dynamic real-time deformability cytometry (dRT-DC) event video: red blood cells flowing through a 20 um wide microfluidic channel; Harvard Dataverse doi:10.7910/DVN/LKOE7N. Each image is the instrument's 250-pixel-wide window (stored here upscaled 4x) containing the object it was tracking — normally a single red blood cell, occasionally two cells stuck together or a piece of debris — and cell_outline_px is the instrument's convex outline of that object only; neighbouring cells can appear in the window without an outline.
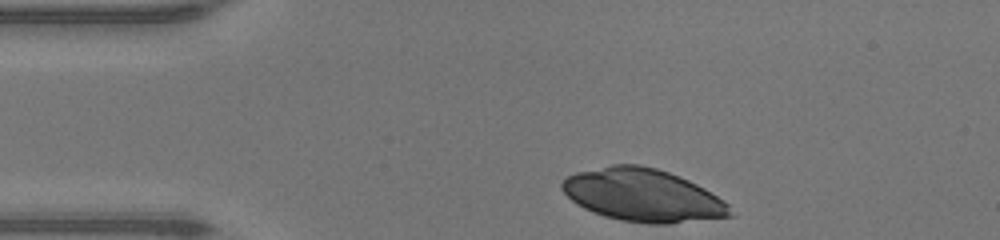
{"species": "human", "species_latin": "Homo sapiens", "temperature_condition": "warm", "stored_images_in_passage": 31, "camera_frame_rate_fps": 3000, "um_per_image_px": 0.085, "donor": {"sex": "male"}, "frame": {"image": 1, "passage_image": 1, "time_ms": 0.0, "image_size_px": [1000, 240], "cell_outline_px": [[736, 216], [672, 224], [648, 224], [620, 220], [604, 216], [592, 212], [584, 208], [572, 200], [560, 188], [560, 184], [568, 176], [576, 172], [612, 164], [640, 164], [656, 168], [668, 172], [688, 180], [704, 188], [724, 200], [728, 204]], "centroid_in_image_um": [54.67, 16.61], "position_along_channel_um": 30.3, "area_um2": 51.9}}
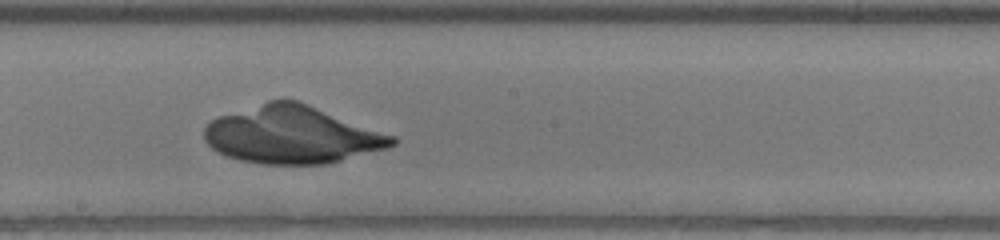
{"frame": {"image": 2, "passage_image": 18, "time_ms": 5.667, "image_size_px": [1000, 240], "cell_outline_px": [[396, 144], [388, 148], [324, 164], [264, 164], [240, 160], [228, 156], [212, 148], [204, 140], [204, 128], [212, 120], [220, 116], [268, 100], [296, 100], [308, 104], [396, 136]], "centroid_in_image_um": [24.84, 11.46], "position_along_channel_um": 223.4, "area_um2": 62.54}}
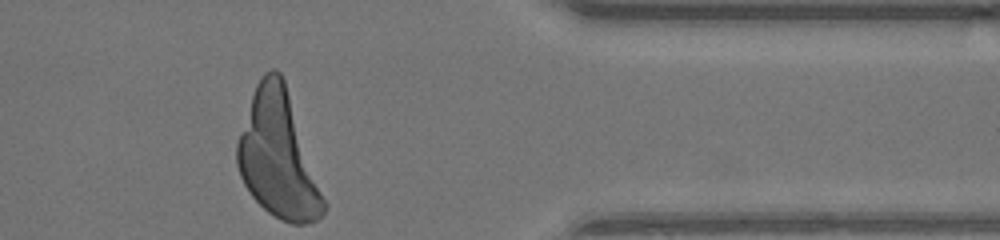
{"frame": {"image": 3, "passage_image": 31, "time_ms": 10.0, "image_size_px": [1000, 240], "cell_outline_px": [[328, 204], [324, 212], [316, 220], [304, 224], [292, 224], [280, 220], [268, 212], [252, 196], [244, 184], [240, 176], [236, 164], [236, 144], [256, 84], [264, 72], [272, 68], [276, 68], [280, 72], [284, 80]], "centroid_in_image_um": [23.65, 13.22], "position_along_channel_um": 387.7, "area_um2": 63.46}}